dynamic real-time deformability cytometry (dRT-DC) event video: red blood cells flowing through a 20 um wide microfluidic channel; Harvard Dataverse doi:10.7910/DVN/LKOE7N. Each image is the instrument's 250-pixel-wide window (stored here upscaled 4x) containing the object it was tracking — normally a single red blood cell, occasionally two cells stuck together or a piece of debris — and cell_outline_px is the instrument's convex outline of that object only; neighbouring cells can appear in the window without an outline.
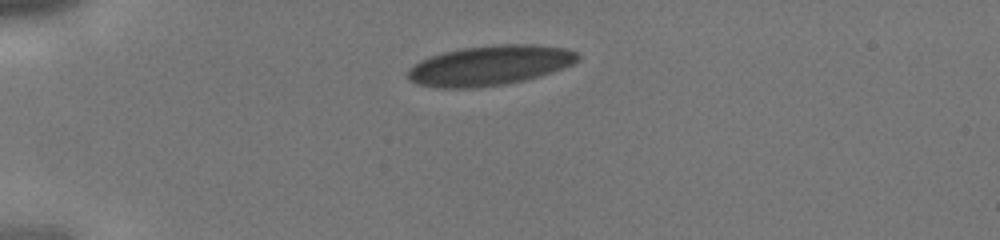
{"species": "human", "species_latin": "Homo sapiens", "temperature_condition": "cold", "stored_images_in_passage": 32, "camera_frame_rate_fps": 3000, "um_per_image_px": 0.085, "donor": {"sex": "male"}, "frame": {"image": 1, "passage_image": 1, "time_ms": 0.0, "image_size_px": [1000, 240], "cell_outline_px": [[580, 56], [572, 64], [552, 72], [540, 76], [508, 84], [476, 88], [436, 88], [416, 84], [408, 80], [408, 68], [420, 60], [444, 52], [460, 48], [496, 44], [532, 44], [568, 48], [576, 52]], "centroid_in_image_um": [41.61, 5.57], "position_along_channel_um": 43.4, "area_um2": 39.82}}
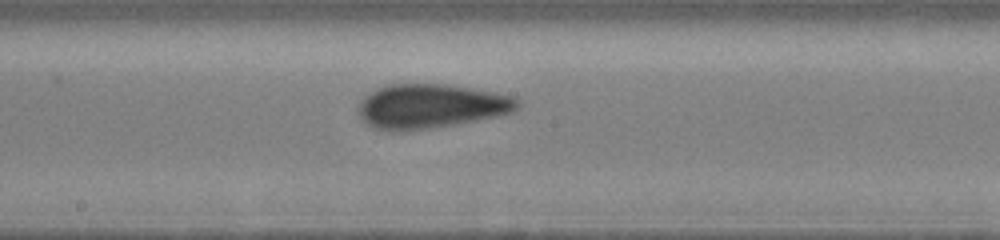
{"frame": {"image": 2, "passage_image": 14, "time_ms": 4.333, "image_size_px": [1000, 240], "cell_outline_px": [[520, 104], [512, 112], [496, 116], [432, 128], [400, 132], [392, 132], [376, 128], [368, 124], [356, 112], [356, 108], [360, 100], [372, 92], [388, 84], [448, 84], [496, 92], [512, 96], [520, 100]], "centroid_in_image_um": [36.59, 9.03], "position_along_channel_um": 211.6, "area_um2": 41.1}}
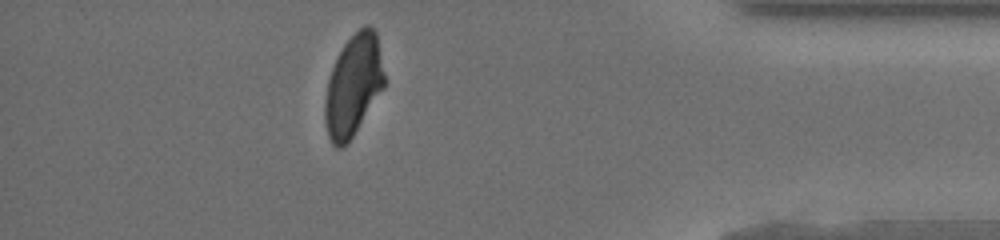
{"frame": {"image": 3, "passage_image": 28, "time_ms": 9.0, "image_size_px": [1000, 240], "cell_outline_px": [[384, 88], [352, 136], [340, 148], [336, 148], [332, 144], [328, 136], [324, 120], [324, 104], [328, 80], [332, 68], [344, 44], [364, 24], [368, 24], [376, 32], [384, 72]], "centroid_in_image_um": [30.02, 7.26], "position_along_channel_um": 405.2, "area_um2": 34.56}}